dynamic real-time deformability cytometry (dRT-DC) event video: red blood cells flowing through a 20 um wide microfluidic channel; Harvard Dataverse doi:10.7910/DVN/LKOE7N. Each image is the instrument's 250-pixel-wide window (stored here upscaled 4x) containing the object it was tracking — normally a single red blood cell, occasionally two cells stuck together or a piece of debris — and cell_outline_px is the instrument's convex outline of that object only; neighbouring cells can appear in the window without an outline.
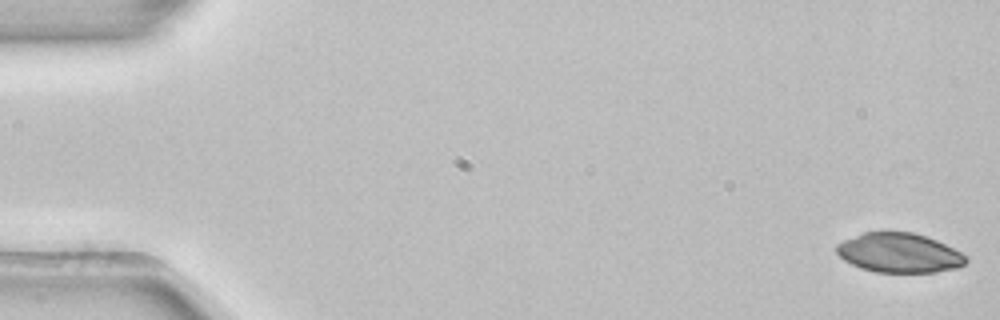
{"species": "common noctule bat (a hibernating species)", "species_latin": "Nyctalus noctula", "temperature_condition": "room temperature", "stored_images_in_passage": 54, "camera_frame_rate_fps": 3000, "um_per_image_px": 0.085, "animal": {"sex": "female", "body_mass_g": 22.7, "forearm_length_mm": 54.2}, "frame": {"image": 1, "passage_image": 1, "time_ms": 0.0, "image_size_px": [1000, 320], "cell_outline_px": [[968, 260], [964, 264], [956, 268], [936, 272], [876, 272], [860, 268], [844, 260], [836, 252], [836, 244], [844, 240], [864, 232], [880, 228], [888, 228], [912, 232], [928, 236], [968, 256]], "centroid_in_image_um": [76.4, 21.44], "position_along_channel_um": 8.6, "area_um2": 30.52}}